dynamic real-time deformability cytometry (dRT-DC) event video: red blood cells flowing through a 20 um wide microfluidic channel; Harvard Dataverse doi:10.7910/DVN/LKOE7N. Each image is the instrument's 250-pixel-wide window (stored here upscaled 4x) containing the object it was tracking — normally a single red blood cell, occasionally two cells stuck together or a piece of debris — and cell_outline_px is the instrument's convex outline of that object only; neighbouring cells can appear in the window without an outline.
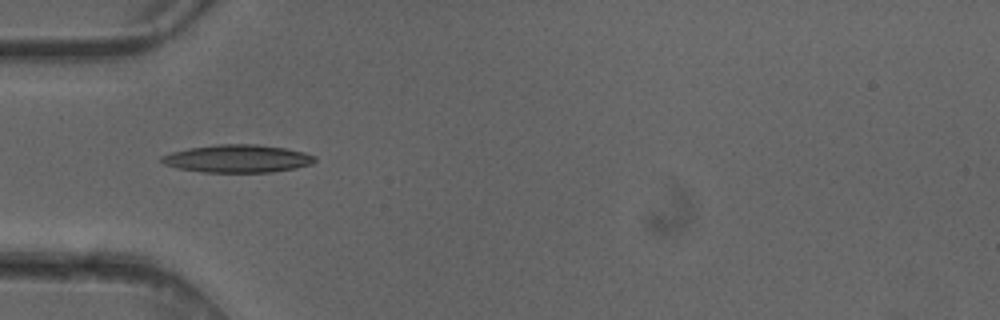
{"species": "common noctule bat (a hibernating species)", "species_latin": "Nyctalus noctula", "temperature_condition": "cold", "stored_images_in_passage": 1, "camera_frame_rate_fps": 3000, "um_per_image_px": 0.085, "animal": {"sex": "female"}, "frame": {"image": 1, "passage_image": 1, "time_ms": 0.0, "image_size_px": [1000, 320], "cell_outline_px": [[316, 160], [312, 164], [296, 168], [272, 172], [204, 172], [176, 168], [164, 164], [160, 160], [160, 156], [172, 152], [188, 148], [216, 144], [256, 144], [284, 148], [304, 152], [316, 156]], "centroid_in_image_um": [20.18, 13.48], "position_along_channel_um": 64.8, "area_um2": 24.91}}